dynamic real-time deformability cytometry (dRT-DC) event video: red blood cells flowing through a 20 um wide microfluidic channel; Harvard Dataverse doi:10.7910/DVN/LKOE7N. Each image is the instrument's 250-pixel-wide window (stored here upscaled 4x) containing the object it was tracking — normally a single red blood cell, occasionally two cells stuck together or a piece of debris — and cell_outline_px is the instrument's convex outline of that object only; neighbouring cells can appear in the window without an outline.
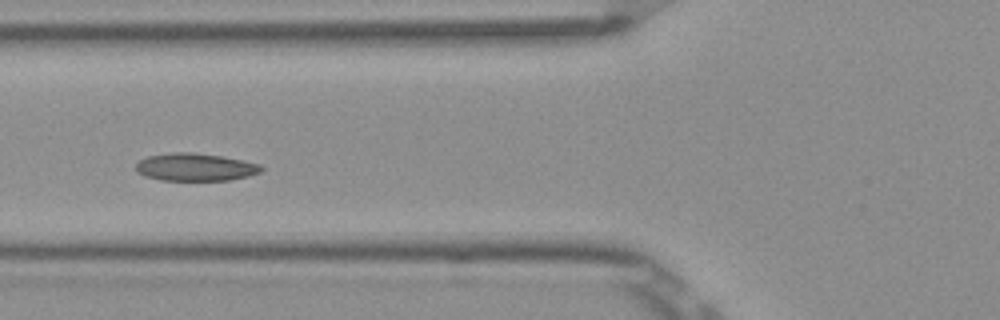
{"species": "Egyptian fruit bat (a non-hibernating species)", "species_latin": "Rousettus aegyptiacus", "temperature_condition": "room temperature", "stored_images_in_passage": 7, "camera_frame_rate_fps": 3000, "um_per_image_px": 0.085, "frame": {"image": 1, "passage_image": 5, "time_ms": 1.333, "image_size_px": [1000, 320], "cell_outline_px": [[264, 168], [260, 172], [248, 176], [228, 180], [160, 180], [144, 176], [136, 172], [136, 164], [140, 160], [148, 156], [176, 152], [192, 152], [220, 156], [260, 164]], "centroid_in_image_um": [16.57, 14.21], "position_along_channel_um": 109.2, "area_um2": 20.06}}
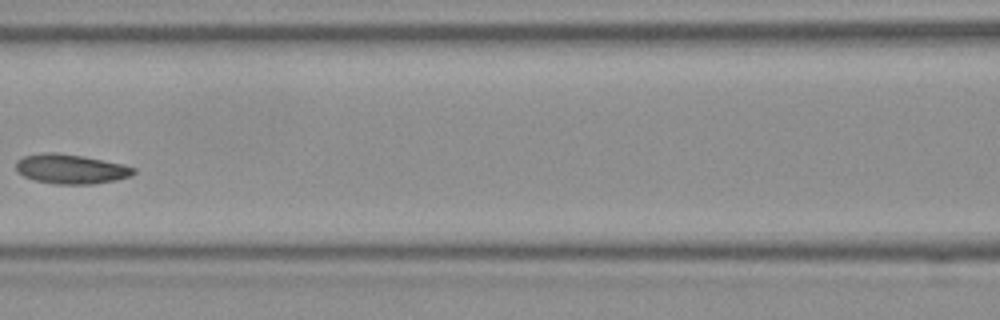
{"frame": {"image": 2, "passage_image": 6, "time_ms": 1.667, "image_size_px": [1000, 320], "cell_outline_px": [[136, 172], [132, 176], [116, 180], [92, 184], [56, 184], [36, 180], [24, 176], [16, 168], [16, 160], [24, 156], [44, 152], [56, 152], [84, 156], [124, 164], [136, 168]], "centroid_in_image_um": [6.07, 14.35], "position_along_channel_um": 160.5, "area_um2": 20.35}}
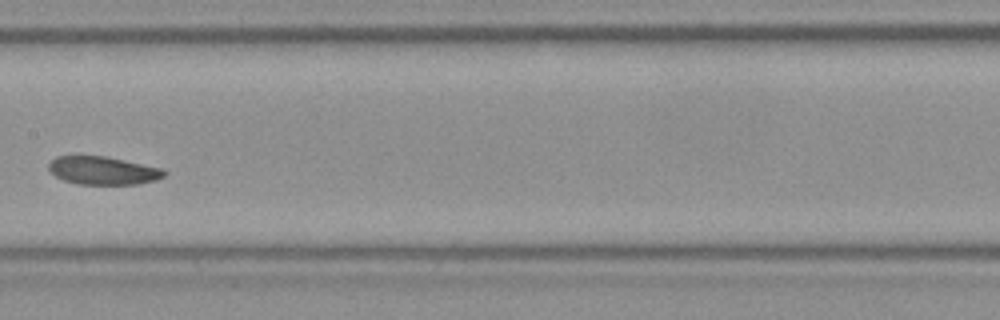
{"frame": {"image": 3, "passage_image": 7, "time_ms": 2.0, "image_size_px": [1000, 320], "cell_outline_px": [[168, 172], [164, 176], [156, 180], [140, 184], [76, 184], [64, 180], [56, 176], [48, 168], [48, 164], [56, 156], [104, 156], [164, 168]], "centroid_in_image_um": [8.8, 14.5], "position_along_channel_um": 198.6, "area_um2": 18.96}}